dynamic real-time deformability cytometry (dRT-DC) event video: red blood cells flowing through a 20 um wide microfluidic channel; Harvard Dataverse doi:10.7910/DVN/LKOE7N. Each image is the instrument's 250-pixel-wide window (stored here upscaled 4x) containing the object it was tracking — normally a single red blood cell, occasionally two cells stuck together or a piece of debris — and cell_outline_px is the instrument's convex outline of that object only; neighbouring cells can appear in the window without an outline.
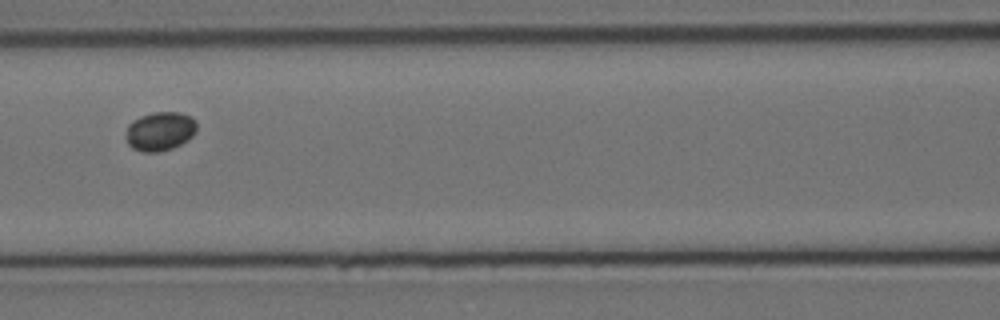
{"species": "Egyptian fruit bat (a non-hibernating species)", "species_latin": "Rousettus aegyptiacus", "temperature_condition": "cold", "stored_images_in_passage": 14, "camera_frame_rate_fps": 3000, "um_per_image_px": 0.085, "animal": {"sex": "female"}, "frame": {"image": 1, "passage_image": 5, "time_ms": 5.667, "image_size_px": [1000, 320], "cell_outline_px": [[196, 132], [188, 140], [172, 148], [160, 152], [144, 152], [132, 148], [128, 144], [124, 136], [128, 124], [132, 120], [140, 116], [152, 112], [180, 112], [196, 120]], "centroid_in_image_um": [13.57, 11.15], "position_along_channel_um": 153.0, "area_um2": 16.3}}
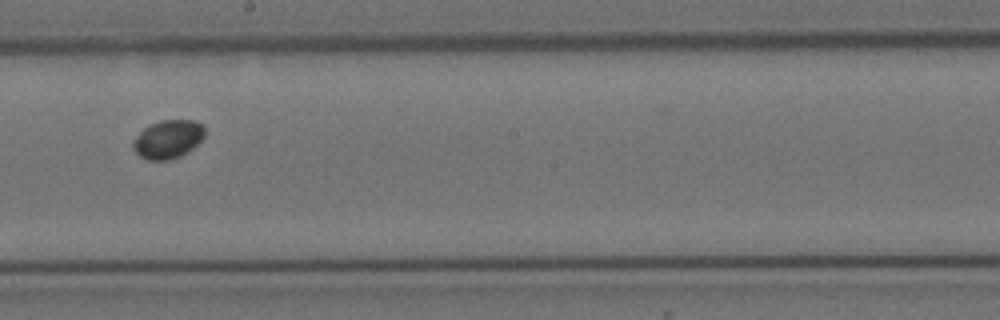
{"frame": {"image": 2, "passage_image": 7, "time_ms": 8.0, "image_size_px": [1000, 320], "cell_outline_px": [[204, 136], [192, 148], [180, 156], [168, 160], [148, 160], [140, 156], [132, 148], [132, 140], [144, 128], [160, 120], [192, 120], [204, 124]], "centroid_in_image_um": [14.26, 11.83], "position_along_channel_um": 233.9, "area_um2": 15.95}}
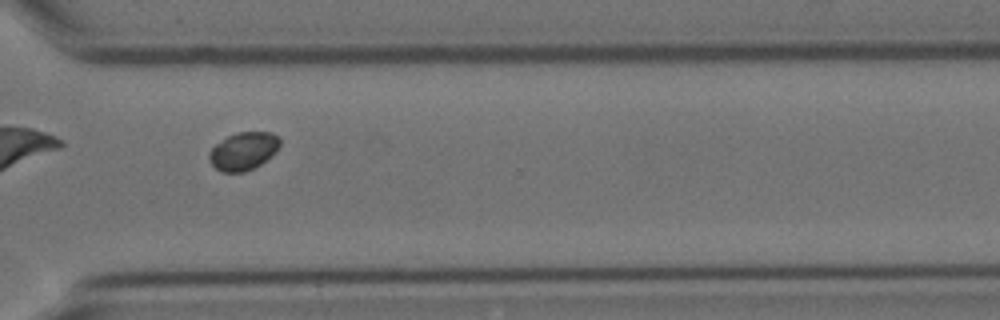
{"frame": {"image": 3, "passage_image": 10, "time_ms": 11.333, "image_size_px": [1000, 320], "cell_outline_px": [[280, 148], [272, 156], [260, 164], [244, 172], [224, 172], [216, 168], [208, 160], [208, 152], [216, 144], [228, 136], [236, 132], [272, 132], [280, 136]], "centroid_in_image_um": [20.72, 12.83], "position_along_channel_um": 349.9, "area_um2": 15.72}, "authors_computed_cell_mechanics": {"area_um2": 16.0106, "velocity_mm_per_s": 3.464, "shape_relaxation_time_tau1_ms": 0.2113, "shape_relaxation_time_tau2_ms": 0.0729, "deformation_change_tau1": 0.2059, "deformation_change_tau2": null}}